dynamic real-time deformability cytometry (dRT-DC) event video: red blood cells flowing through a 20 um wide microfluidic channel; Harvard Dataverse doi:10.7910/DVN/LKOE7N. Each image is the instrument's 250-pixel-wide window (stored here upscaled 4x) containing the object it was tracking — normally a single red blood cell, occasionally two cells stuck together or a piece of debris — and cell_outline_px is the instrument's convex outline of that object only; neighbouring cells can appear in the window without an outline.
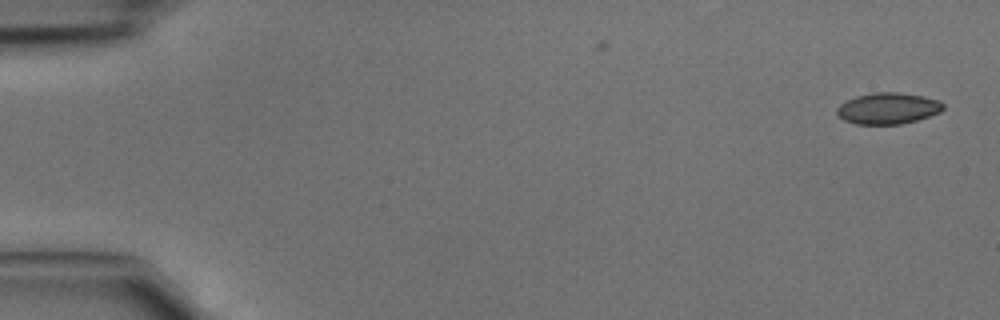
{"species": "common noctule bat (a hibernating species)", "species_latin": "Nyctalus noctula", "temperature_condition": "cold", "stored_images_in_passage": 45, "camera_frame_rate_fps": 3000, "um_per_image_px": 0.085, "animal": {"sex": "male", "body_mass_g": 15.6}, "frame": {"image": 1, "passage_image": 1, "time_ms": 0.0, "image_size_px": [1000, 320], "cell_outline_px": [[944, 108], [940, 112], [916, 120], [900, 124], [856, 124], [844, 120], [836, 112], [836, 108], [840, 104], [856, 96], [872, 92], [900, 92], [924, 96], [940, 100], [944, 104]], "centroid_in_image_um": [75.49, 9.2], "position_along_channel_um": 9.5, "area_um2": 19.42}}
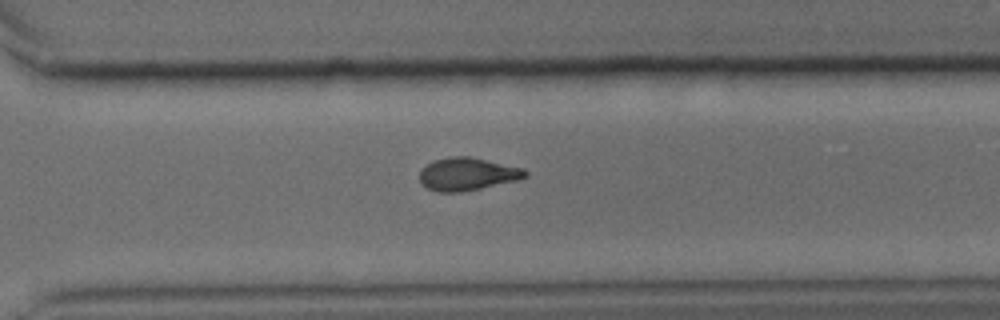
{"frame": {"image": 2, "passage_image": 32, "time_ms": 10.333, "image_size_px": [1000, 320], "cell_outline_px": [[528, 176], [520, 180], [460, 192], [436, 192], [420, 184], [420, 168], [432, 160], [452, 156], [472, 156], [520, 168], [528, 172]], "centroid_in_image_um": [39.69, 14.79], "position_along_channel_um": 330.9, "area_um2": 20.35}}
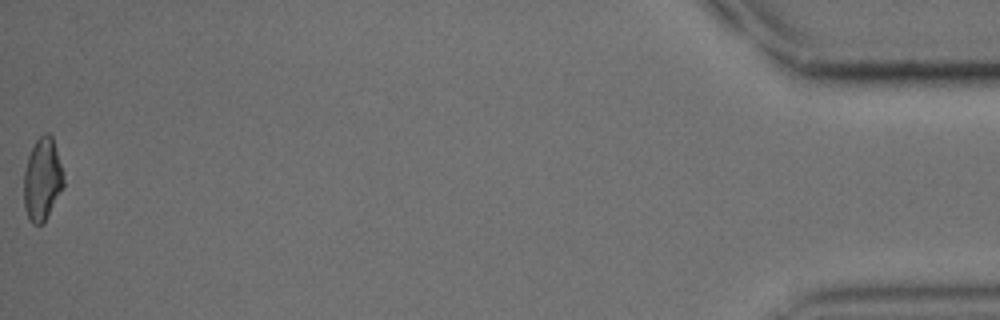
{"frame": {"image": 3, "passage_image": 45, "time_ms": 14.667, "image_size_px": [1000, 320], "cell_outline_px": [[64, 184], [44, 220], [40, 224], [32, 224], [28, 220], [24, 208], [24, 172], [28, 156], [36, 140], [44, 132], [48, 132], [52, 136], [64, 172]], "centroid_in_image_um": [3.58, 15.2], "position_along_channel_um": 431.6, "area_um2": 18.96}}